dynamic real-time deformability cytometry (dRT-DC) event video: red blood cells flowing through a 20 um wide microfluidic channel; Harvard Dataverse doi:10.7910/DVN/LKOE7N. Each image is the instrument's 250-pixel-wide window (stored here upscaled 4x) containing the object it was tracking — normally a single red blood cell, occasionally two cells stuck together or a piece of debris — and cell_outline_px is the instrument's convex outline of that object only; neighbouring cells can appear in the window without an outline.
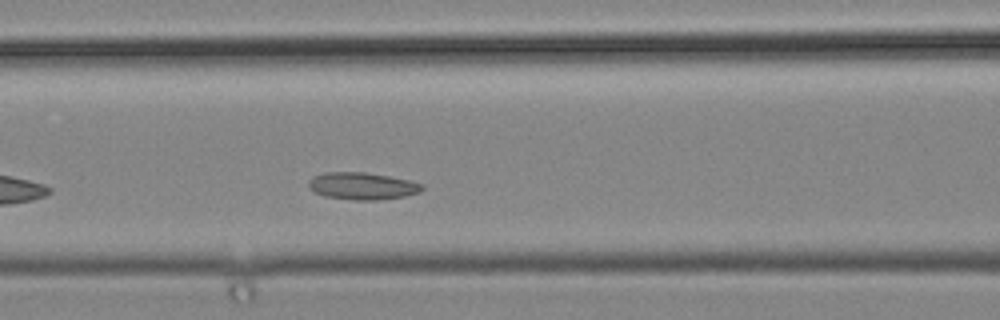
{"species": "common noctule bat (a hibernating species)", "species_latin": "Nyctalus noctula", "temperature_condition": "cold", "stored_images_in_passage": 27, "camera_frame_rate_fps": 3000, "um_per_image_px": 0.085, "animal": {"sex": "male", "body_mass_g": 19.2, "forearm_length_mm": 51.8}, "frame": {"image": 1, "passage_image": 9, "time_ms": 2.667, "image_size_px": [1000, 320], "cell_outline_px": [[424, 188], [420, 192], [404, 196], [376, 200], [356, 200], [324, 196], [308, 188], [308, 180], [312, 176], [324, 172], [364, 172], [388, 176], [408, 180], [424, 184]], "centroid_in_image_um": [30.77, 15.8], "position_along_channel_um": 135.8, "area_um2": 17.98}}
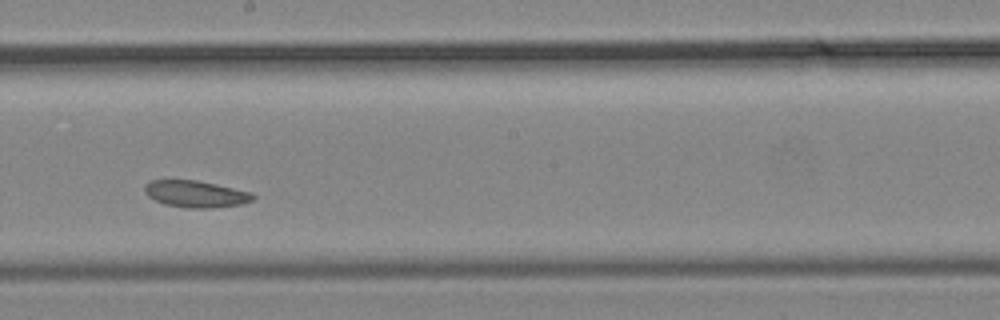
{"frame": {"image": 2, "passage_image": 16, "time_ms": 5.0, "image_size_px": [1000, 320], "cell_outline_px": [[256, 196], [252, 200], [240, 204], [212, 208], [188, 208], [164, 204], [148, 196], [144, 192], [144, 184], [152, 180], [196, 180], [216, 184], [252, 192]], "centroid_in_image_um": [16.63, 16.48], "position_along_channel_um": 231.6, "area_um2": 16.88}}
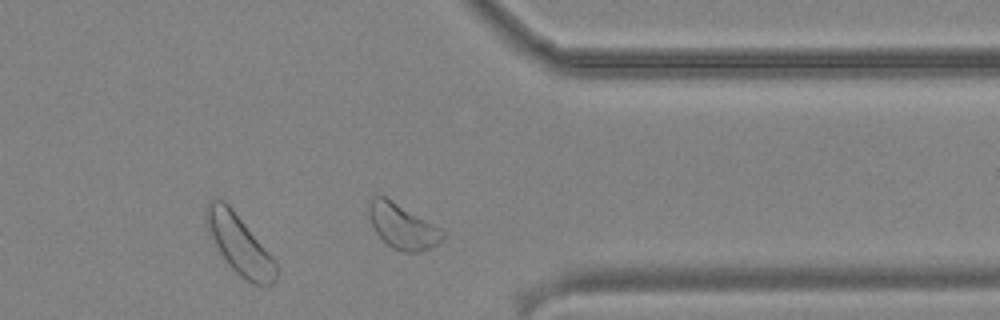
{"frame": {"image": 3, "passage_image": 27, "time_ms": 8.667, "image_size_px": [1000, 320], "cell_outline_px": [[448, 232], [436, 244], [420, 252], [400, 252], [392, 248], [376, 232], [368, 216], [368, 200], [372, 196], [384, 196]], "centroid_in_image_um": [34.19, 19.23], "position_along_channel_um": 377.2, "area_um2": 19.19}}